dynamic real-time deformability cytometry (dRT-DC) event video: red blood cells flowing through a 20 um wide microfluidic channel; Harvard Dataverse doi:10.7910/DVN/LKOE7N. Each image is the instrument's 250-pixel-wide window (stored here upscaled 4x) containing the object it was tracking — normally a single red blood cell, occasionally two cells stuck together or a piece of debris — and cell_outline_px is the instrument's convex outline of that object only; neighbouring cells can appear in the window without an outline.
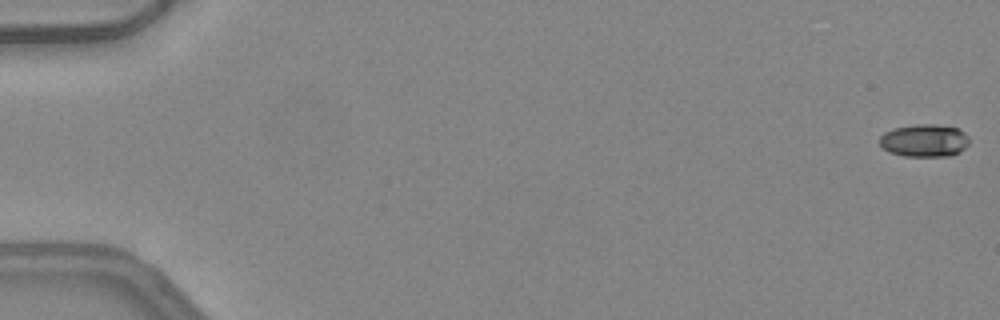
{"species": "common noctule bat (a hibernating species)", "species_latin": "Nyctalus noctula", "temperature_condition": "warm", "stored_images_in_passage": 41, "camera_frame_rate_fps": 3000, "um_per_image_px": 0.085, "animal": {"sex": "female", "body_mass_g": 24.6, "forearm_length_mm": 56.2}, "frame": {"image": 1, "passage_image": 1, "time_ms": 0.0, "image_size_px": [1000, 320], "cell_outline_px": [[968, 144], [960, 152], [952, 156], [904, 156], [888, 152], [880, 144], [880, 136], [884, 132], [892, 128], [916, 124], [932, 124], [956, 128], [964, 132], [968, 136]], "centroid_in_image_um": [78.56, 11.95], "position_along_channel_um": 6.4, "area_um2": 17.11}}
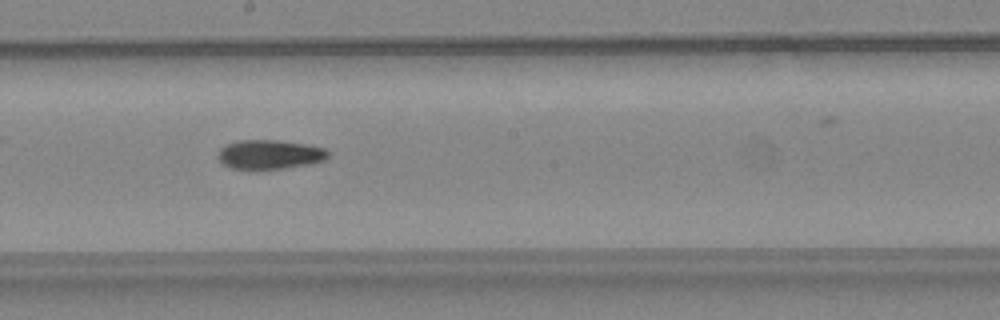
{"frame": {"image": 2, "passage_image": 29, "time_ms": 9.333, "image_size_px": [1000, 320], "cell_outline_px": [[328, 156], [324, 160], [308, 164], [284, 168], [232, 168], [224, 164], [216, 156], [220, 148], [228, 144], [240, 140], [276, 140], [308, 144], [328, 148]], "centroid_in_image_um": [22.95, 13.11], "position_along_channel_um": 225.2, "area_um2": 18.55}}
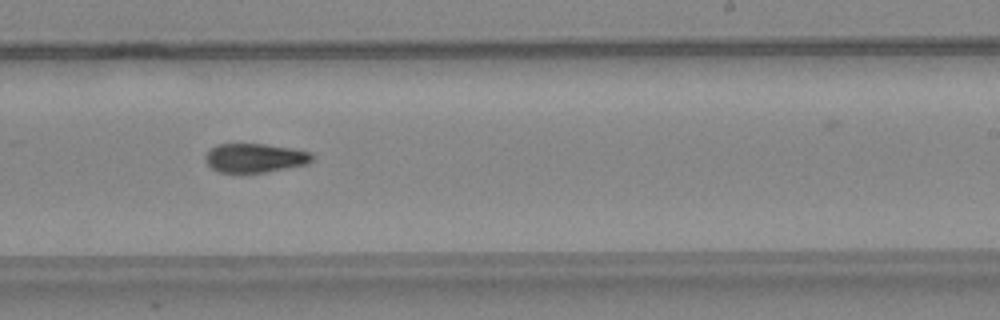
{"frame": {"image": 3, "passage_image": 32, "time_ms": 10.333, "image_size_px": [1000, 320], "cell_outline_px": [[312, 160], [308, 164], [268, 172], [240, 176], [216, 172], [204, 160], [204, 156], [216, 144], [264, 144], [292, 148], [312, 152]], "centroid_in_image_um": [21.63, 13.48], "position_along_channel_um": 267.4, "area_um2": 18.84}}